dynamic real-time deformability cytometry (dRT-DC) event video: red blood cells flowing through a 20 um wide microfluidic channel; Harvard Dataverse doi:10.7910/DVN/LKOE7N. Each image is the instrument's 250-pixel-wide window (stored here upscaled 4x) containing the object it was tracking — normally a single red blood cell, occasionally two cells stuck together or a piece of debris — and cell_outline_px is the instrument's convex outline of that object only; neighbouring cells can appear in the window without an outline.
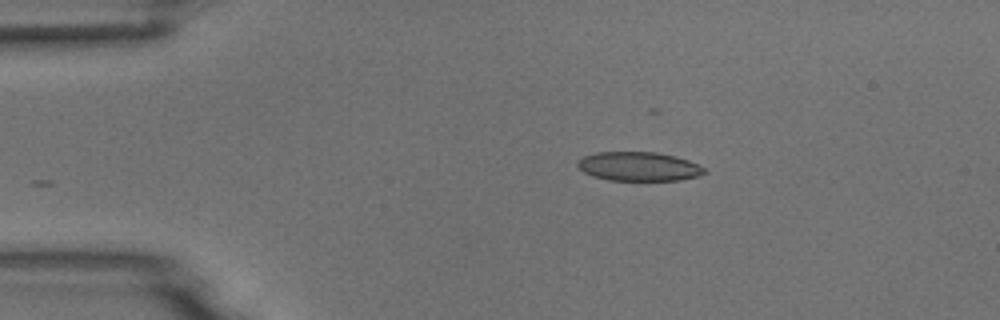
{"species": "common noctule bat (a hibernating species)", "species_latin": "Nyctalus noctula", "temperature_condition": "room temperature", "stored_images_in_passage": 3, "camera_frame_rate_fps": 3000, "um_per_image_px": 0.085, "animal": {"sex": "male", "body_mass_g": 18.8}, "frame": {"image": 1, "passage_image": 3, "time_ms": 2.333, "image_size_px": [1000, 320], "cell_outline_px": [[708, 172], [700, 176], [680, 180], [608, 180], [592, 176], [584, 172], [576, 164], [584, 156], [596, 152], [656, 152], [676, 156], [688, 160], [704, 168]], "centroid_in_image_um": [54.32, 14.15], "position_along_channel_um": 30.7, "area_um2": 21.44}}